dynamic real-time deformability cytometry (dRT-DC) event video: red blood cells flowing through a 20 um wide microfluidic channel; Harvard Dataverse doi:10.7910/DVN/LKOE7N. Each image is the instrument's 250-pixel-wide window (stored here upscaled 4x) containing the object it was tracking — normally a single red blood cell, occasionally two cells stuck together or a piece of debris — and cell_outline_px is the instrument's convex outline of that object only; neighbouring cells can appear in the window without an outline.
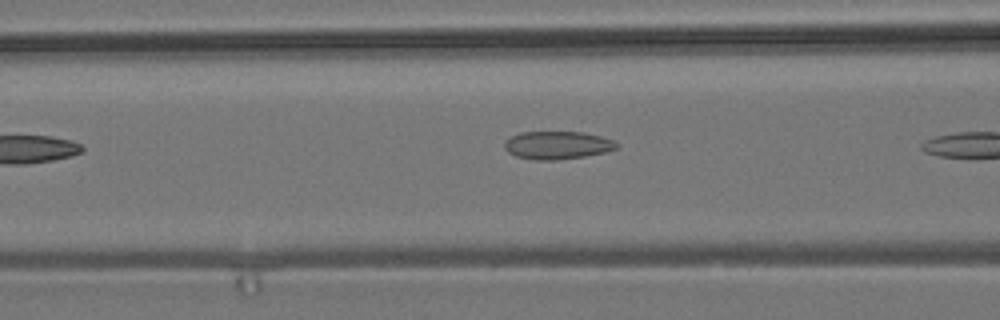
{"species": "common noctule bat (a hibernating species)", "species_latin": "Nyctalus noctula", "temperature_condition": "room temperature", "stored_images_in_passage": 6, "camera_frame_rate_fps": 3000, "um_per_image_px": 0.085, "animal": {"sex": "male", "body_mass_g": 19.2, "forearm_length_mm": 51.8}, "frame": {"image": 1, "passage_image": 5, "time_ms": 1.333, "image_size_px": [1000, 320], "cell_outline_px": [[620, 144], [616, 148], [608, 152], [584, 156], [556, 160], [536, 160], [516, 156], [508, 152], [504, 148], [504, 140], [520, 132], [584, 132], [600, 136], [612, 140]], "centroid_in_image_um": [47.37, 12.34], "position_along_channel_um": 119.2, "area_um2": 18.32}}